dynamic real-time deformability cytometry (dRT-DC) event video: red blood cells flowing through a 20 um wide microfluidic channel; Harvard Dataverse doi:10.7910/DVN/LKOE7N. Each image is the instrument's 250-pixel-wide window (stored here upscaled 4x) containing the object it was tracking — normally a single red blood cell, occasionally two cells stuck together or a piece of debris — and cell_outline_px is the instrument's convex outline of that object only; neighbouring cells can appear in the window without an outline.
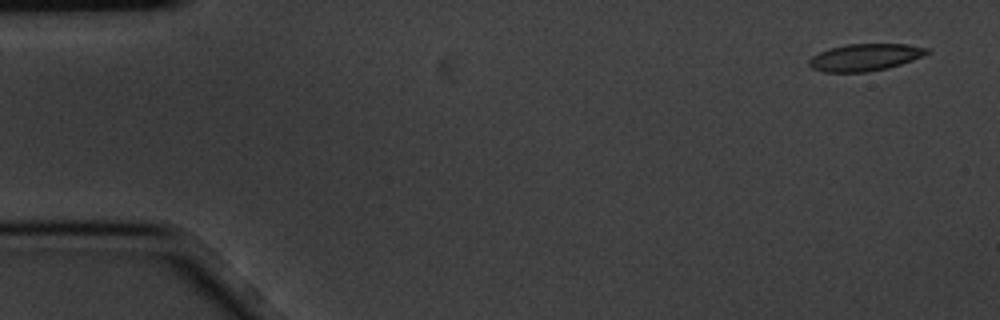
{"species": "common noctule bat (a hibernating species)", "species_latin": "Nyctalus noctula", "temperature_condition": "cold", "stored_images_in_passage": 6, "segment_of_instrument_passage": [1, 2], "camera_frame_rate_fps": 3000, "um_per_image_px": 0.085, "animal": {"sex": "male", "body_mass_g": 20.1, "forearm_length_mm": 53.5}, "frame": {"image": 1, "passage_image": 1, "time_ms": 0.0, "image_size_px": [1000, 320], "cell_outline_px": [[932, 52], [912, 60], [888, 68], [864, 72], [824, 72], [812, 68], [808, 64], [808, 60], [812, 56], [828, 48], [844, 44], [908, 44], [928, 48]], "centroid_in_image_um": [73.52, 4.86], "position_along_channel_um": 11.5, "area_um2": 18.67}}